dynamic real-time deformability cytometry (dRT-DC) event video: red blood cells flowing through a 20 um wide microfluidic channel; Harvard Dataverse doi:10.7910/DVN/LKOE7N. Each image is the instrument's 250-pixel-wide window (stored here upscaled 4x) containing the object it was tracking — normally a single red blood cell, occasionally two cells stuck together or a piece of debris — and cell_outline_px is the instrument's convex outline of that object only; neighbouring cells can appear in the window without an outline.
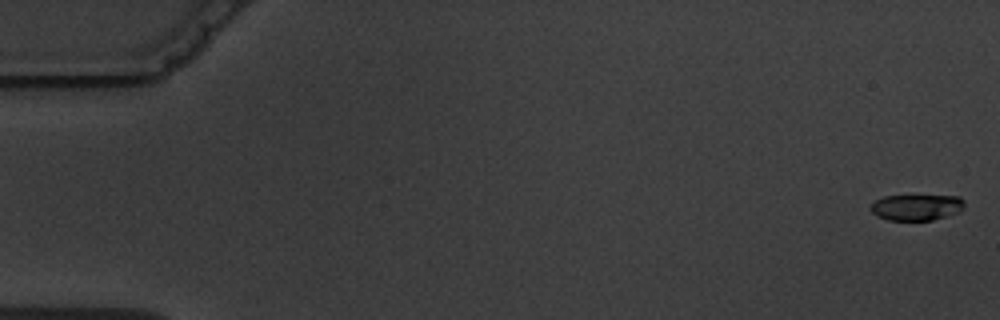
{"species": "common noctule bat (a hibernating species)", "species_latin": "Nyctalus noctula", "temperature_condition": "warm", "stored_images_in_passage": 7, "camera_frame_rate_fps": 3000, "um_per_image_px": 0.085, "animal": {"sex": "male", "body_mass_g": 19.5, "forearm_length_mm": 54.6}, "frame": {"image": 1, "passage_image": 1, "time_ms": 0.0, "image_size_px": [1000, 320], "cell_outline_px": [[964, 208], [960, 212], [948, 216], [932, 220], [888, 220], [876, 216], [868, 208], [876, 200], [884, 196], [960, 196], [964, 200]], "centroid_in_image_um": [77.92, 17.63], "position_along_channel_um": 7.1, "area_um2": 14.33}}
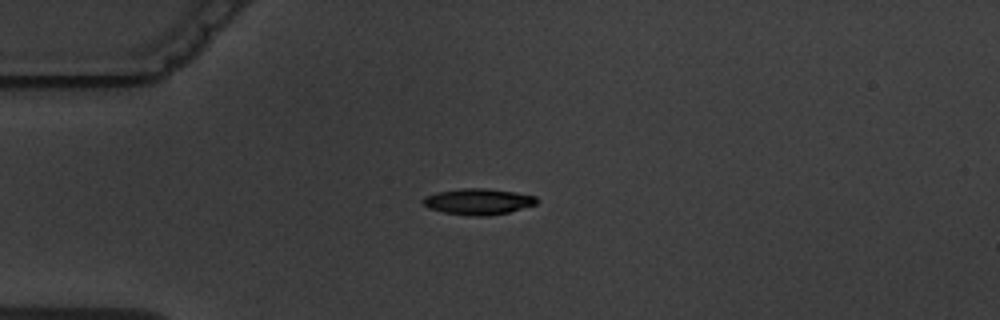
{"frame": {"image": 2, "passage_image": 5, "time_ms": 4.667, "image_size_px": [1000, 320], "cell_outline_px": [[540, 200], [536, 204], [508, 212], [488, 216], [468, 216], [444, 212], [428, 208], [420, 200], [424, 196], [436, 192], [460, 188], [484, 188], [512, 192], [536, 196]], "centroid_in_image_um": [40.61, 17.13], "position_along_channel_um": 44.4, "area_um2": 17.34}}
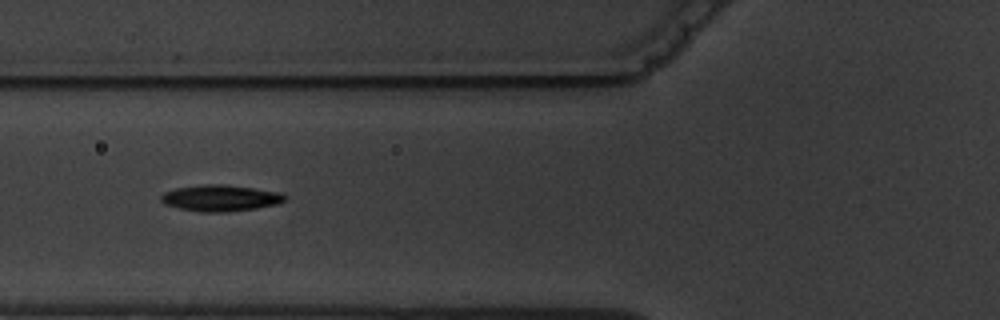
{"frame": {"image": 3, "passage_image": 7, "time_ms": 7.0, "image_size_px": [1000, 320], "cell_outline_px": [[288, 196], [284, 200], [276, 204], [256, 208], [224, 212], [200, 212], [180, 208], [164, 204], [160, 200], [160, 196], [164, 192], [176, 188], [204, 184], [224, 184], [280, 192]], "centroid_in_image_um": [18.71, 16.83], "position_along_channel_um": 107.1, "area_um2": 18.9}}